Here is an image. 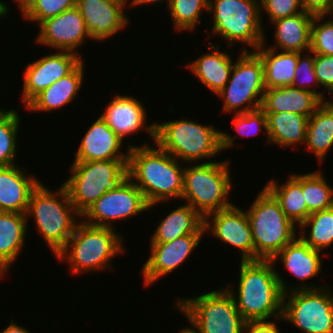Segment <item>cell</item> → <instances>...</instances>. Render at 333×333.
Instances as JSON below:
<instances>
[{
  "label": "cell",
  "instance_id": "cb8c5ba5",
  "mask_svg": "<svg viewBox=\"0 0 333 333\" xmlns=\"http://www.w3.org/2000/svg\"><path fill=\"white\" fill-rule=\"evenodd\" d=\"M323 101L314 93L293 86L266 89L261 109L265 113L290 112L311 117Z\"/></svg>",
  "mask_w": 333,
  "mask_h": 333
},
{
  "label": "cell",
  "instance_id": "484cf974",
  "mask_svg": "<svg viewBox=\"0 0 333 333\" xmlns=\"http://www.w3.org/2000/svg\"><path fill=\"white\" fill-rule=\"evenodd\" d=\"M314 15L302 12L271 22L275 45L268 48L283 52H308L311 47V25Z\"/></svg>",
  "mask_w": 333,
  "mask_h": 333
},
{
  "label": "cell",
  "instance_id": "f546056e",
  "mask_svg": "<svg viewBox=\"0 0 333 333\" xmlns=\"http://www.w3.org/2000/svg\"><path fill=\"white\" fill-rule=\"evenodd\" d=\"M305 144L321 165L333 148V100L323 102L309 118Z\"/></svg>",
  "mask_w": 333,
  "mask_h": 333
},
{
  "label": "cell",
  "instance_id": "681fc988",
  "mask_svg": "<svg viewBox=\"0 0 333 333\" xmlns=\"http://www.w3.org/2000/svg\"><path fill=\"white\" fill-rule=\"evenodd\" d=\"M178 333H192V332L187 328H183V329L181 328Z\"/></svg>",
  "mask_w": 333,
  "mask_h": 333
},
{
  "label": "cell",
  "instance_id": "7a4b0ae2",
  "mask_svg": "<svg viewBox=\"0 0 333 333\" xmlns=\"http://www.w3.org/2000/svg\"><path fill=\"white\" fill-rule=\"evenodd\" d=\"M239 264L238 288L226 285L243 319L282 320L283 292L271 260H247ZM238 289V290H237ZM234 290V291H233ZM236 292V293H235Z\"/></svg>",
  "mask_w": 333,
  "mask_h": 333
},
{
  "label": "cell",
  "instance_id": "ba28073f",
  "mask_svg": "<svg viewBox=\"0 0 333 333\" xmlns=\"http://www.w3.org/2000/svg\"><path fill=\"white\" fill-rule=\"evenodd\" d=\"M176 301L173 307L187 318L192 333H243L246 321L226 287Z\"/></svg>",
  "mask_w": 333,
  "mask_h": 333
},
{
  "label": "cell",
  "instance_id": "3957f363",
  "mask_svg": "<svg viewBox=\"0 0 333 333\" xmlns=\"http://www.w3.org/2000/svg\"><path fill=\"white\" fill-rule=\"evenodd\" d=\"M115 229L79 221L66 246L55 257L59 261L65 260L72 274L112 269L113 257L126 252L125 238Z\"/></svg>",
  "mask_w": 333,
  "mask_h": 333
},
{
  "label": "cell",
  "instance_id": "bcb514c9",
  "mask_svg": "<svg viewBox=\"0 0 333 333\" xmlns=\"http://www.w3.org/2000/svg\"><path fill=\"white\" fill-rule=\"evenodd\" d=\"M131 2L130 3H128L129 5L128 6H130V7H132V8H134V6L136 7H138L139 8V6L141 5V6H143V4L145 5V4H152V3H158V2H160V1H165V0H130ZM170 2H171V0H167V8L169 7V5H170Z\"/></svg>",
  "mask_w": 333,
  "mask_h": 333
},
{
  "label": "cell",
  "instance_id": "d590c367",
  "mask_svg": "<svg viewBox=\"0 0 333 333\" xmlns=\"http://www.w3.org/2000/svg\"><path fill=\"white\" fill-rule=\"evenodd\" d=\"M234 125L233 128L238 132L239 135L232 136L227 132L221 131V149L224 151L225 149L233 148L235 146V137L240 135L242 136H254L255 134H260V130L262 131L264 136L267 137L268 140V132H267V117L265 112L259 108L250 112L234 114L233 120L231 121Z\"/></svg>",
  "mask_w": 333,
  "mask_h": 333
},
{
  "label": "cell",
  "instance_id": "603a6c76",
  "mask_svg": "<svg viewBox=\"0 0 333 333\" xmlns=\"http://www.w3.org/2000/svg\"><path fill=\"white\" fill-rule=\"evenodd\" d=\"M84 60H82L69 74L54 82L50 87L36 95L25 108L34 112H51L73 102L84 81Z\"/></svg>",
  "mask_w": 333,
  "mask_h": 333
},
{
  "label": "cell",
  "instance_id": "1f68e13d",
  "mask_svg": "<svg viewBox=\"0 0 333 333\" xmlns=\"http://www.w3.org/2000/svg\"><path fill=\"white\" fill-rule=\"evenodd\" d=\"M269 144L296 147L304 144L309 117L290 112L265 113Z\"/></svg>",
  "mask_w": 333,
  "mask_h": 333
},
{
  "label": "cell",
  "instance_id": "ab89813d",
  "mask_svg": "<svg viewBox=\"0 0 333 333\" xmlns=\"http://www.w3.org/2000/svg\"><path fill=\"white\" fill-rule=\"evenodd\" d=\"M329 17L325 22L327 15H315L312 19L310 50L314 54L333 56V16Z\"/></svg>",
  "mask_w": 333,
  "mask_h": 333
},
{
  "label": "cell",
  "instance_id": "b9f144b4",
  "mask_svg": "<svg viewBox=\"0 0 333 333\" xmlns=\"http://www.w3.org/2000/svg\"><path fill=\"white\" fill-rule=\"evenodd\" d=\"M314 70L321 87L333 94V56L314 54Z\"/></svg>",
  "mask_w": 333,
  "mask_h": 333
},
{
  "label": "cell",
  "instance_id": "f1b7e54d",
  "mask_svg": "<svg viewBox=\"0 0 333 333\" xmlns=\"http://www.w3.org/2000/svg\"><path fill=\"white\" fill-rule=\"evenodd\" d=\"M265 44L263 42L255 52L262 59L266 89L292 86L298 53L278 51Z\"/></svg>",
  "mask_w": 333,
  "mask_h": 333
},
{
  "label": "cell",
  "instance_id": "ffe728a7",
  "mask_svg": "<svg viewBox=\"0 0 333 333\" xmlns=\"http://www.w3.org/2000/svg\"><path fill=\"white\" fill-rule=\"evenodd\" d=\"M107 104L99 116L122 141L128 135H134L143 129H146L145 131L155 141V123L146 124L147 110L140 100L117 93Z\"/></svg>",
  "mask_w": 333,
  "mask_h": 333
},
{
  "label": "cell",
  "instance_id": "5b68a950",
  "mask_svg": "<svg viewBox=\"0 0 333 333\" xmlns=\"http://www.w3.org/2000/svg\"><path fill=\"white\" fill-rule=\"evenodd\" d=\"M154 144L185 164L204 159L205 163L212 162L210 159L222 151L219 129L184 118L155 122Z\"/></svg>",
  "mask_w": 333,
  "mask_h": 333
},
{
  "label": "cell",
  "instance_id": "d6986e66",
  "mask_svg": "<svg viewBox=\"0 0 333 333\" xmlns=\"http://www.w3.org/2000/svg\"><path fill=\"white\" fill-rule=\"evenodd\" d=\"M129 0H77V7L93 41H106L130 22L125 7ZM127 3V4H126Z\"/></svg>",
  "mask_w": 333,
  "mask_h": 333
},
{
  "label": "cell",
  "instance_id": "5bb4252c",
  "mask_svg": "<svg viewBox=\"0 0 333 333\" xmlns=\"http://www.w3.org/2000/svg\"><path fill=\"white\" fill-rule=\"evenodd\" d=\"M205 233H212L225 244L241 250V261L254 260V244L250 222L245 210L235 203L204 218Z\"/></svg>",
  "mask_w": 333,
  "mask_h": 333
},
{
  "label": "cell",
  "instance_id": "44dd1931",
  "mask_svg": "<svg viewBox=\"0 0 333 333\" xmlns=\"http://www.w3.org/2000/svg\"><path fill=\"white\" fill-rule=\"evenodd\" d=\"M85 136L79 143V148L74 152L72 162L128 160L129 149L126 154L122 151L123 142L99 116L88 128Z\"/></svg>",
  "mask_w": 333,
  "mask_h": 333
},
{
  "label": "cell",
  "instance_id": "4fadbf2b",
  "mask_svg": "<svg viewBox=\"0 0 333 333\" xmlns=\"http://www.w3.org/2000/svg\"><path fill=\"white\" fill-rule=\"evenodd\" d=\"M142 191L127 177L115 190L107 191L80 217L84 223L96 227H113L134 215L149 211Z\"/></svg>",
  "mask_w": 333,
  "mask_h": 333
},
{
  "label": "cell",
  "instance_id": "d6a6232c",
  "mask_svg": "<svg viewBox=\"0 0 333 333\" xmlns=\"http://www.w3.org/2000/svg\"><path fill=\"white\" fill-rule=\"evenodd\" d=\"M299 228L301 231L298 236L311 248L324 251L331 247L333 244V207L312 213ZM307 228H309V235Z\"/></svg>",
  "mask_w": 333,
  "mask_h": 333
},
{
  "label": "cell",
  "instance_id": "f35d334b",
  "mask_svg": "<svg viewBox=\"0 0 333 333\" xmlns=\"http://www.w3.org/2000/svg\"><path fill=\"white\" fill-rule=\"evenodd\" d=\"M77 5V0H33L22 12L21 17L30 22L42 21L57 16Z\"/></svg>",
  "mask_w": 333,
  "mask_h": 333
},
{
  "label": "cell",
  "instance_id": "e575fe53",
  "mask_svg": "<svg viewBox=\"0 0 333 333\" xmlns=\"http://www.w3.org/2000/svg\"><path fill=\"white\" fill-rule=\"evenodd\" d=\"M20 117L16 110L0 108V167L16 164Z\"/></svg>",
  "mask_w": 333,
  "mask_h": 333
},
{
  "label": "cell",
  "instance_id": "9a60e30c",
  "mask_svg": "<svg viewBox=\"0 0 333 333\" xmlns=\"http://www.w3.org/2000/svg\"><path fill=\"white\" fill-rule=\"evenodd\" d=\"M83 57L70 51H55L25 66L22 103L26 106L41 91L69 74Z\"/></svg>",
  "mask_w": 333,
  "mask_h": 333
},
{
  "label": "cell",
  "instance_id": "836d02e7",
  "mask_svg": "<svg viewBox=\"0 0 333 333\" xmlns=\"http://www.w3.org/2000/svg\"><path fill=\"white\" fill-rule=\"evenodd\" d=\"M329 183L320 169L302 174V192L308 217L312 213L333 207V187Z\"/></svg>",
  "mask_w": 333,
  "mask_h": 333
},
{
  "label": "cell",
  "instance_id": "4316f807",
  "mask_svg": "<svg viewBox=\"0 0 333 333\" xmlns=\"http://www.w3.org/2000/svg\"><path fill=\"white\" fill-rule=\"evenodd\" d=\"M27 224L26 214L0 211V278L8 275L7 272L23 251L29 229Z\"/></svg>",
  "mask_w": 333,
  "mask_h": 333
},
{
  "label": "cell",
  "instance_id": "6da1fadb",
  "mask_svg": "<svg viewBox=\"0 0 333 333\" xmlns=\"http://www.w3.org/2000/svg\"><path fill=\"white\" fill-rule=\"evenodd\" d=\"M141 146L130 143L128 178L142 191L149 209L182 196L184 166L153 142Z\"/></svg>",
  "mask_w": 333,
  "mask_h": 333
},
{
  "label": "cell",
  "instance_id": "c3c4849f",
  "mask_svg": "<svg viewBox=\"0 0 333 333\" xmlns=\"http://www.w3.org/2000/svg\"><path fill=\"white\" fill-rule=\"evenodd\" d=\"M11 8L5 3L0 1V17H5L9 12Z\"/></svg>",
  "mask_w": 333,
  "mask_h": 333
},
{
  "label": "cell",
  "instance_id": "83f0119b",
  "mask_svg": "<svg viewBox=\"0 0 333 333\" xmlns=\"http://www.w3.org/2000/svg\"><path fill=\"white\" fill-rule=\"evenodd\" d=\"M150 243H166L188 234H205L204 218L189 204H180L159 222Z\"/></svg>",
  "mask_w": 333,
  "mask_h": 333
},
{
  "label": "cell",
  "instance_id": "f6af8a7d",
  "mask_svg": "<svg viewBox=\"0 0 333 333\" xmlns=\"http://www.w3.org/2000/svg\"><path fill=\"white\" fill-rule=\"evenodd\" d=\"M0 333H31V332L28 331V329H26L23 326H20L18 323H16V320L14 321L13 319H11L9 326H7Z\"/></svg>",
  "mask_w": 333,
  "mask_h": 333
},
{
  "label": "cell",
  "instance_id": "277c9868",
  "mask_svg": "<svg viewBox=\"0 0 333 333\" xmlns=\"http://www.w3.org/2000/svg\"><path fill=\"white\" fill-rule=\"evenodd\" d=\"M58 189L51 191L40 182L30 195L26 214L28 221L31 217L34 219L39 234L54 256L66 246L80 221L77 218L81 217L71 203L67 188L61 184Z\"/></svg>",
  "mask_w": 333,
  "mask_h": 333
},
{
  "label": "cell",
  "instance_id": "8992f818",
  "mask_svg": "<svg viewBox=\"0 0 333 333\" xmlns=\"http://www.w3.org/2000/svg\"><path fill=\"white\" fill-rule=\"evenodd\" d=\"M228 160L185 165L181 199L192 206L203 218L208 214L233 205L231 169Z\"/></svg>",
  "mask_w": 333,
  "mask_h": 333
},
{
  "label": "cell",
  "instance_id": "7402d4cb",
  "mask_svg": "<svg viewBox=\"0 0 333 333\" xmlns=\"http://www.w3.org/2000/svg\"><path fill=\"white\" fill-rule=\"evenodd\" d=\"M17 164L0 167V211L27 214L32 191L41 182Z\"/></svg>",
  "mask_w": 333,
  "mask_h": 333
},
{
  "label": "cell",
  "instance_id": "7dc6e473",
  "mask_svg": "<svg viewBox=\"0 0 333 333\" xmlns=\"http://www.w3.org/2000/svg\"><path fill=\"white\" fill-rule=\"evenodd\" d=\"M33 0H14V2H17L18 10L20 13L32 2Z\"/></svg>",
  "mask_w": 333,
  "mask_h": 333
},
{
  "label": "cell",
  "instance_id": "30bf717a",
  "mask_svg": "<svg viewBox=\"0 0 333 333\" xmlns=\"http://www.w3.org/2000/svg\"><path fill=\"white\" fill-rule=\"evenodd\" d=\"M128 160L73 162L71 176L62 184L71 203L82 216L107 191L115 190L128 177Z\"/></svg>",
  "mask_w": 333,
  "mask_h": 333
},
{
  "label": "cell",
  "instance_id": "8d00e7d4",
  "mask_svg": "<svg viewBox=\"0 0 333 333\" xmlns=\"http://www.w3.org/2000/svg\"><path fill=\"white\" fill-rule=\"evenodd\" d=\"M209 0H171L168 7L169 15L175 31H192L201 24L200 16L208 12Z\"/></svg>",
  "mask_w": 333,
  "mask_h": 333
},
{
  "label": "cell",
  "instance_id": "e0dca14e",
  "mask_svg": "<svg viewBox=\"0 0 333 333\" xmlns=\"http://www.w3.org/2000/svg\"><path fill=\"white\" fill-rule=\"evenodd\" d=\"M38 26L40 31L35 42L58 51H70L81 56L76 49L85 40H92L77 6L42 21Z\"/></svg>",
  "mask_w": 333,
  "mask_h": 333
},
{
  "label": "cell",
  "instance_id": "9c48e42d",
  "mask_svg": "<svg viewBox=\"0 0 333 333\" xmlns=\"http://www.w3.org/2000/svg\"><path fill=\"white\" fill-rule=\"evenodd\" d=\"M208 12L213 14L211 35L229 41L228 47L242 43L243 51H255L265 42L260 0H209Z\"/></svg>",
  "mask_w": 333,
  "mask_h": 333
},
{
  "label": "cell",
  "instance_id": "ee69618b",
  "mask_svg": "<svg viewBox=\"0 0 333 333\" xmlns=\"http://www.w3.org/2000/svg\"><path fill=\"white\" fill-rule=\"evenodd\" d=\"M243 333H281L277 324L272 320L248 321L245 323Z\"/></svg>",
  "mask_w": 333,
  "mask_h": 333
},
{
  "label": "cell",
  "instance_id": "2e32d148",
  "mask_svg": "<svg viewBox=\"0 0 333 333\" xmlns=\"http://www.w3.org/2000/svg\"><path fill=\"white\" fill-rule=\"evenodd\" d=\"M321 255V251L311 248L299 236H297L271 259V262L274 265L281 261L283 266H285V269L300 281L296 285L290 286L281 275H279L277 272L278 270H276L283 294L296 290L318 289L324 287V285L315 286L311 283H304L313 277L315 278V276L322 272L323 265Z\"/></svg>",
  "mask_w": 333,
  "mask_h": 333
},
{
  "label": "cell",
  "instance_id": "52a82bcc",
  "mask_svg": "<svg viewBox=\"0 0 333 333\" xmlns=\"http://www.w3.org/2000/svg\"><path fill=\"white\" fill-rule=\"evenodd\" d=\"M246 213L253 236L254 260H271L297 237L298 226L285 215L279 202L265 187Z\"/></svg>",
  "mask_w": 333,
  "mask_h": 333
},
{
  "label": "cell",
  "instance_id": "7c38bea8",
  "mask_svg": "<svg viewBox=\"0 0 333 333\" xmlns=\"http://www.w3.org/2000/svg\"><path fill=\"white\" fill-rule=\"evenodd\" d=\"M330 286L283 294L282 321L303 333H333V292Z\"/></svg>",
  "mask_w": 333,
  "mask_h": 333
},
{
  "label": "cell",
  "instance_id": "74e56055",
  "mask_svg": "<svg viewBox=\"0 0 333 333\" xmlns=\"http://www.w3.org/2000/svg\"><path fill=\"white\" fill-rule=\"evenodd\" d=\"M306 53H298L292 86L316 94L323 102L330 101L328 98L325 99V91L316 90L318 86L320 88V85L314 70V53L311 50L307 53L308 55Z\"/></svg>",
  "mask_w": 333,
  "mask_h": 333
},
{
  "label": "cell",
  "instance_id": "60d3db41",
  "mask_svg": "<svg viewBox=\"0 0 333 333\" xmlns=\"http://www.w3.org/2000/svg\"><path fill=\"white\" fill-rule=\"evenodd\" d=\"M262 11L270 18V23L303 12L300 0H260V15Z\"/></svg>",
  "mask_w": 333,
  "mask_h": 333
},
{
  "label": "cell",
  "instance_id": "7bdbcfd3",
  "mask_svg": "<svg viewBox=\"0 0 333 333\" xmlns=\"http://www.w3.org/2000/svg\"><path fill=\"white\" fill-rule=\"evenodd\" d=\"M304 12L312 15H331L333 12V0H300Z\"/></svg>",
  "mask_w": 333,
  "mask_h": 333
},
{
  "label": "cell",
  "instance_id": "4dcf8cb0",
  "mask_svg": "<svg viewBox=\"0 0 333 333\" xmlns=\"http://www.w3.org/2000/svg\"><path fill=\"white\" fill-rule=\"evenodd\" d=\"M279 202L281 210L298 227L308 218L307 204L302 192V174H289L283 184L270 179L264 186Z\"/></svg>",
  "mask_w": 333,
  "mask_h": 333
},
{
  "label": "cell",
  "instance_id": "8fae6325",
  "mask_svg": "<svg viewBox=\"0 0 333 333\" xmlns=\"http://www.w3.org/2000/svg\"><path fill=\"white\" fill-rule=\"evenodd\" d=\"M241 51L225 87L217 94L223 99L222 112L241 114L261 108L264 92V67L255 52Z\"/></svg>",
  "mask_w": 333,
  "mask_h": 333
},
{
  "label": "cell",
  "instance_id": "ac0fdd59",
  "mask_svg": "<svg viewBox=\"0 0 333 333\" xmlns=\"http://www.w3.org/2000/svg\"><path fill=\"white\" fill-rule=\"evenodd\" d=\"M204 234H188L166 243H150V256L141 274L144 286L159 281L182 265L201 243Z\"/></svg>",
  "mask_w": 333,
  "mask_h": 333
},
{
  "label": "cell",
  "instance_id": "d4e9b609",
  "mask_svg": "<svg viewBox=\"0 0 333 333\" xmlns=\"http://www.w3.org/2000/svg\"><path fill=\"white\" fill-rule=\"evenodd\" d=\"M208 45L212 52L200 55L187 67L207 89L218 94L228 82L235 60L228 50L220 51L219 45H211V42Z\"/></svg>",
  "mask_w": 333,
  "mask_h": 333
}]
</instances>
